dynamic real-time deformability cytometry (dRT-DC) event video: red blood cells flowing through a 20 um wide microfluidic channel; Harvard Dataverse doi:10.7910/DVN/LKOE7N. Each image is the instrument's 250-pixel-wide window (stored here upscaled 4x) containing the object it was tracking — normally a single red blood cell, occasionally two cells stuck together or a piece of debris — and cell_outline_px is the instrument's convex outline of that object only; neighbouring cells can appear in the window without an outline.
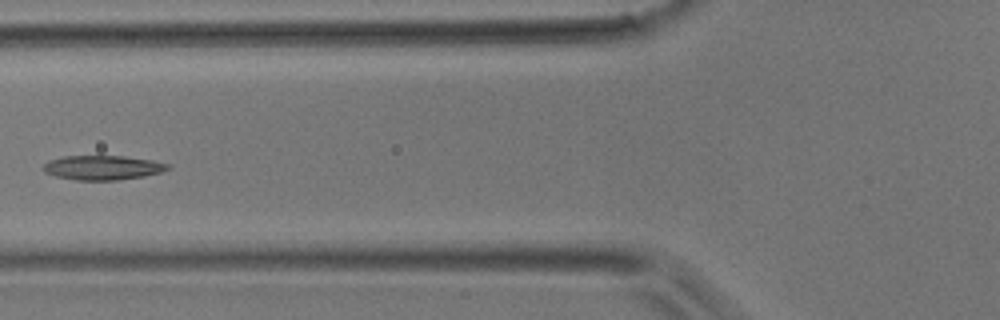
{"species": "common noctule bat (a hibernating species)", "species_latin": "Nyctalus noctula", "temperature_condition": "room temperature", "stored_images_in_passage": 6, "camera_frame_rate_fps": 3000, "um_per_image_px": 0.085, "animal": {"sex": "male", "body_mass_g": 17.9}, "frame": {"image": 1, "passage_image": 6, "time_ms": 1.667, "image_size_px": [1000, 320], "cell_outline_px": [[172, 168], [160, 172], [144, 176], [116, 180], [76, 180], [56, 176], [44, 172], [40, 168], [48, 160], [64, 156], [124, 156], [152, 160], [172, 164]], "centroid_in_image_um": [8.73, 14.24], "position_along_channel_um": 117.1, "area_um2": 17.86}}